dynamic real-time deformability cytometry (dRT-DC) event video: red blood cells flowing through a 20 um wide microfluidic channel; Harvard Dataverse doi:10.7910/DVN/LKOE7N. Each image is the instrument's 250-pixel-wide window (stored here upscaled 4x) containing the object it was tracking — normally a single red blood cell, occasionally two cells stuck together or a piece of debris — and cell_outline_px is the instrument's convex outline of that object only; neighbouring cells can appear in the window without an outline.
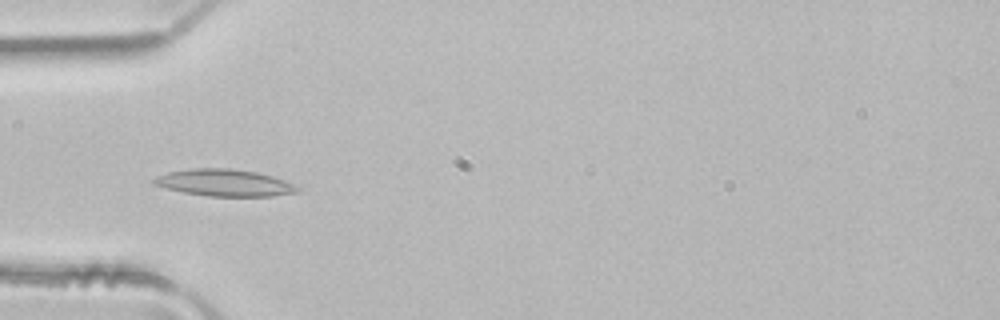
{"species": "common noctule bat (a hibernating species)", "species_latin": "Nyctalus noctula", "temperature_condition": "room temperature", "stored_images_in_passage": 3, "camera_frame_rate_fps": 3000, "um_per_image_px": 0.085, "animal": {"sex": "male", "body_mass_g": 21.5, "forearm_length_mm": 52.0}, "frame": {"image": 1, "passage_image": 3, "time_ms": 0.667, "image_size_px": [1000, 320], "cell_outline_px": [[300, 192], [272, 196], [208, 196], [184, 192], [152, 184], [152, 180], [156, 176], [168, 172], [192, 168], [228, 168], [256, 172], [272, 176], [284, 180], [300, 188]], "centroid_in_image_um": [19.08, 15.53], "position_along_channel_um": 65.9, "area_um2": 22.37}}